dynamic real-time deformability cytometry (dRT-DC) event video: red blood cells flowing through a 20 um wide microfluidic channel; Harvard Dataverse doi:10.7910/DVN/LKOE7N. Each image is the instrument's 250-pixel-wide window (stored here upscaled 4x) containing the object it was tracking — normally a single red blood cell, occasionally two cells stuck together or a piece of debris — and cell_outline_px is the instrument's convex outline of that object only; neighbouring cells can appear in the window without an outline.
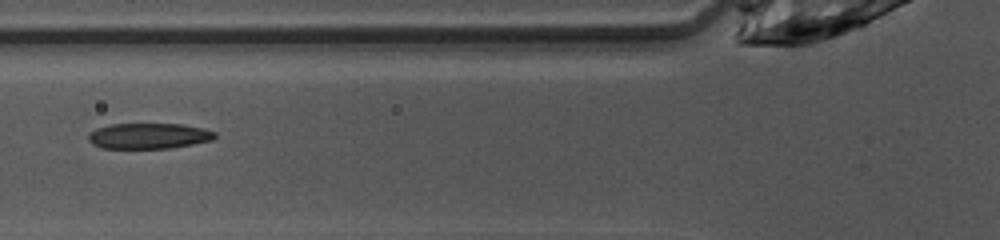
{"species": "common noctule bat (a hibernating species)", "species_latin": "Nyctalus noctula", "temperature_condition": "warm", "stored_images_in_passage": 47, "camera_frame_rate_fps": 3000, "um_per_image_px": 0.085, "animal": {"sex": "female", "body_mass_g": 10.0, "forearm_length_mm": 53.1}, "frame": {"image": 1, "passage_image": 16, "time_ms": 5.0, "image_size_px": [1000, 240], "cell_outline_px": [[216, 136], [212, 140], [192, 144], [168, 148], [104, 148], [92, 144], [88, 140], [88, 132], [96, 128], [112, 124], [180, 124], [204, 128], [216, 132]], "centroid_in_image_um": [12.62, 11.55], "position_along_channel_um": 113.2, "area_um2": 18.9}}
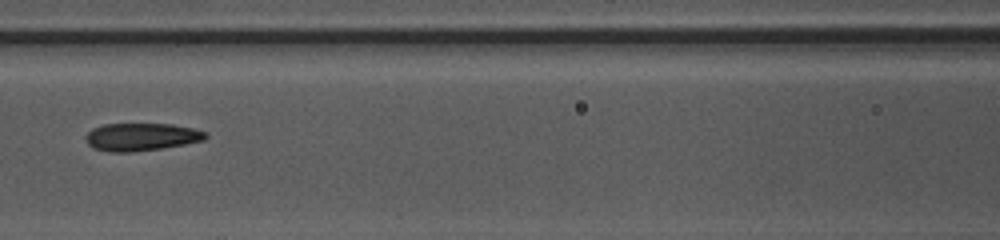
{"frame": {"image": 2, "passage_image": 19, "time_ms": 6.0, "image_size_px": [1000, 240], "cell_outline_px": [[208, 136], [204, 140], [184, 144], [160, 148], [132, 152], [108, 152], [92, 148], [88, 144], [84, 136], [92, 128], [104, 124], [172, 124], [192, 128], [208, 132]], "centroid_in_image_um": [11.99, 11.63], "position_along_channel_um": 154.6, "area_um2": 19.42}, "authors_computed_cell_mechanics": {"area_um2": 19.5364, "velocity_mm_per_s": 4.096, "shape_relaxation_time_tau1_ms": 4.1881, "shape_relaxation_time_tau2_ms": 4.1705, "deformation_change_tau1": 0.1694, "deformation_change_tau2": 0.0928}}